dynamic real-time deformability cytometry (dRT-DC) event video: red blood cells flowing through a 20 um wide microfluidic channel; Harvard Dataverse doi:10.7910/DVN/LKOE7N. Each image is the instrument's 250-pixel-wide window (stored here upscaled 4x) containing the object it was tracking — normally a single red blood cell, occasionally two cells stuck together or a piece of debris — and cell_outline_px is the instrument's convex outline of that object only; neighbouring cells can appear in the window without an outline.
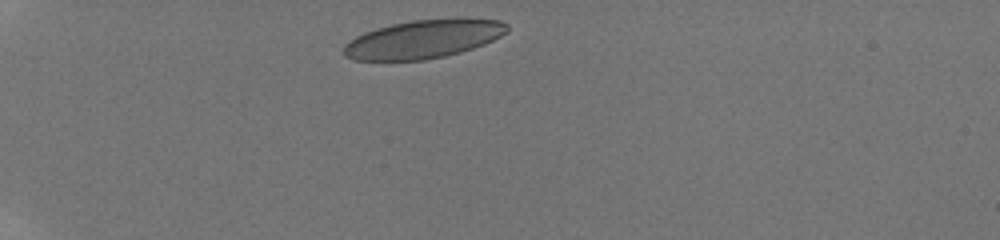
{"species": "human", "species_latin": "Homo sapiens", "temperature_condition": "room temperature", "stored_images_in_passage": 4, "camera_frame_rate_fps": 3000, "um_per_image_px": 0.085, "donor": {"sex": "male"}, "frame": {"image": 1, "passage_image": 1, "time_ms": 0.0, "image_size_px": [1000, 240], "cell_outline_px": [[508, 32], [484, 44], [460, 52], [444, 56], [424, 60], [356, 60], [344, 56], [344, 44], [356, 36], [364, 32], [376, 28], [392, 24], [412, 20], [500, 20], [508, 24]], "centroid_in_image_um": [35.94, 3.35], "position_along_channel_um": 49.1, "area_um2": 35.84}}
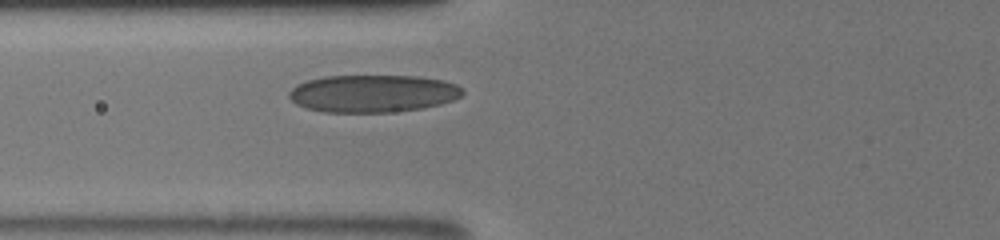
{"frame": {"image": 2, "passage_image": 4, "time_ms": 2.333, "image_size_px": [1000, 240], "cell_outline_px": [[464, 92], [460, 96], [452, 100], [440, 104], [424, 108], [388, 112], [324, 112], [308, 108], [296, 104], [288, 96], [288, 92], [296, 84], [308, 80], [324, 76], [420, 76], [444, 80], [456, 84], [464, 88]], "centroid_in_image_um": [31.71, 7.94], "position_along_channel_um": 94.1, "area_um2": 38.03}}